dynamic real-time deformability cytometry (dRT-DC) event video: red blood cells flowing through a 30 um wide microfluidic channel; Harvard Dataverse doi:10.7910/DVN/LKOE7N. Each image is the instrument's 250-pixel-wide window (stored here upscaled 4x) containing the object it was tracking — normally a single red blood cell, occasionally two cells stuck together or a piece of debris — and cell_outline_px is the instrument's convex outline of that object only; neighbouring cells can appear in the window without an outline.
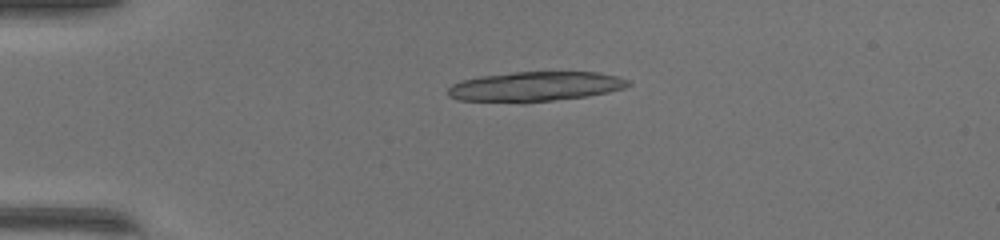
{"species": "common noctule bat (a hibernating species)", "species_latin": "Nyctalus noctula", "temperature_condition": "warm", "stored_images_in_passage": 15, "camera_frame_rate_fps": 3000, "um_per_image_px": 0.085, "animal": {"sex": "female", "body_mass_g": 17.0, "forearm_length_mm": 48.0}, "frame": {"image": 1, "passage_image": 5, "time_ms": 1.333, "image_size_px": [1000, 240], "cell_outline_px": [[632, 84], [624, 88], [608, 92], [588, 96], [552, 100], [456, 100], [448, 96], [448, 88], [452, 84], [460, 80], [480, 76], [512, 72], [600, 72], [616, 76], [628, 80]], "centroid_in_image_um": [45.52, 7.31], "position_along_channel_um": 39.5, "area_um2": 30.4}}